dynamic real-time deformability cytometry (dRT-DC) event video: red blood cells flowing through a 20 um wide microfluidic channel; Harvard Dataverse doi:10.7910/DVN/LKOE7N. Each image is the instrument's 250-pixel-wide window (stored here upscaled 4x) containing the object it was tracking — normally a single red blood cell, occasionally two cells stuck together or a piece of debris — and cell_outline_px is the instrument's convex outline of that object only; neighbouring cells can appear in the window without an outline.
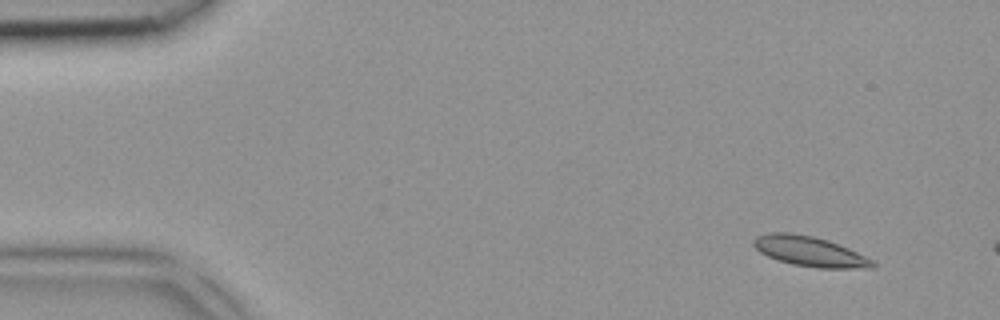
{"species": "common noctule bat (a hibernating species)", "species_latin": "Nyctalus noctula", "temperature_condition": "room temperature", "stored_images_in_passage": 5, "camera_frame_rate_fps": 3000, "um_per_image_px": 0.085, "animal": {"sex": "female", "body_mass_g": 18.4}, "frame": {"image": 1, "passage_image": 2, "time_ms": 0.333, "image_size_px": [1000, 320], "cell_outline_px": [[876, 264], [872, 268], [816, 268], [792, 264], [768, 256], [760, 252], [752, 244], [752, 240], [756, 236], [768, 232], [788, 232], [812, 236], [828, 240], [848, 248], [872, 260]], "centroid_in_image_um": [68.79, 21.36], "position_along_channel_um": 16.2, "area_um2": 20.69}}